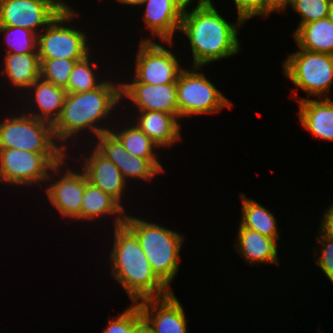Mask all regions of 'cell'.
I'll use <instances>...</instances> for the list:
<instances>
[{"mask_svg": "<svg viewBox=\"0 0 333 333\" xmlns=\"http://www.w3.org/2000/svg\"><path fill=\"white\" fill-rule=\"evenodd\" d=\"M124 224L136 235L155 274L170 288L179 270L184 238L156 223L126 215Z\"/></svg>", "mask_w": 333, "mask_h": 333, "instance_id": "cell-4", "label": "cell"}, {"mask_svg": "<svg viewBox=\"0 0 333 333\" xmlns=\"http://www.w3.org/2000/svg\"><path fill=\"white\" fill-rule=\"evenodd\" d=\"M202 1H211V0H198V2H202Z\"/></svg>", "mask_w": 333, "mask_h": 333, "instance_id": "cell-40", "label": "cell"}, {"mask_svg": "<svg viewBox=\"0 0 333 333\" xmlns=\"http://www.w3.org/2000/svg\"><path fill=\"white\" fill-rule=\"evenodd\" d=\"M237 233L236 251L245 258L246 262L252 264L269 263L279 264L277 241L262 234L244 228L241 224Z\"/></svg>", "mask_w": 333, "mask_h": 333, "instance_id": "cell-20", "label": "cell"}, {"mask_svg": "<svg viewBox=\"0 0 333 333\" xmlns=\"http://www.w3.org/2000/svg\"><path fill=\"white\" fill-rule=\"evenodd\" d=\"M116 215L114 227L124 224V208L113 197L88 182L85 174V191L82 197L81 220H94L106 215Z\"/></svg>", "mask_w": 333, "mask_h": 333, "instance_id": "cell-22", "label": "cell"}, {"mask_svg": "<svg viewBox=\"0 0 333 333\" xmlns=\"http://www.w3.org/2000/svg\"><path fill=\"white\" fill-rule=\"evenodd\" d=\"M320 230L328 237L333 239V204L326 209L322 216Z\"/></svg>", "mask_w": 333, "mask_h": 333, "instance_id": "cell-34", "label": "cell"}, {"mask_svg": "<svg viewBox=\"0 0 333 333\" xmlns=\"http://www.w3.org/2000/svg\"><path fill=\"white\" fill-rule=\"evenodd\" d=\"M240 198L242 200L240 224L244 228L256 231L263 236L278 241L280 236L277 231V222L274 214L254 199L247 198L243 193L240 194Z\"/></svg>", "mask_w": 333, "mask_h": 333, "instance_id": "cell-25", "label": "cell"}, {"mask_svg": "<svg viewBox=\"0 0 333 333\" xmlns=\"http://www.w3.org/2000/svg\"><path fill=\"white\" fill-rule=\"evenodd\" d=\"M143 21L155 37L166 45L173 44L176 31L180 30L185 4L181 0H145Z\"/></svg>", "mask_w": 333, "mask_h": 333, "instance_id": "cell-16", "label": "cell"}, {"mask_svg": "<svg viewBox=\"0 0 333 333\" xmlns=\"http://www.w3.org/2000/svg\"><path fill=\"white\" fill-rule=\"evenodd\" d=\"M69 153H34L15 148L0 149V182L36 185L46 181L49 171Z\"/></svg>", "mask_w": 333, "mask_h": 333, "instance_id": "cell-8", "label": "cell"}, {"mask_svg": "<svg viewBox=\"0 0 333 333\" xmlns=\"http://www.w3.org/2000/svg\"><path fill=\"white\" fill-rule=\"evenodd\" d=\"M298 116L301 125L314 137L333 141V101L331 98L321 100L299 98Z\"/></svg>", "mask_w": 333, "mask_h": 333, "instance_id": "cell-18", "label": "cell"}, {"mask_svg": "<svg viewBox=\"0 0 333 333\" xmlns=\"http://www.w3.org/2000/svg\"><path fill=\"white\" fill-rule=\"evenodd\" d=\"M137 304L143 319L155 333H188L184 308L173 292L164 297L144 299Z\"/></svg>", "mask_w": 333, "mask_h": 333, "instance_id": "cell-15", "label": "cell"}, {"mask_svg": "<svg viewBox=\"0 0 333 333\" xmlns=\"http://www.w3.org/2000/svg\"><path fill=\"white\" fill-rule=\"evenodd\" d=\"M19 114L0 122V149L15 148L34 153H67L56 143L53 124ZM55 140V141H54Z\"/></svg>", "mask_w": 333, "mask_h": 333, "instance_id": "cell-5", "label": "cell"}, {"mask_svg": "<svg viewBox=\"0 0 333 333\" xmlns=\"http://www.w3.org/2000/svg\"><path fill=\"white\" fill-rule=\"evenodd\" d=\"M291 3L292 0H268V16L275 11L284 12Z\"/></svg>", "mask_w": 333, "mask_h": 333, "instance_id": "cell-35", "label": "cell"}, {"mask_svg": "<svg viewBox=\"0 0 333 333\" xmlns=\"http://www.w3.org/2000/svg\"><path fill=\"white\" fill-rule=\"evenodd\" d=\"M120 101L121 83L116 84L109 80L90 91L67 93L61 115L53 124L57 142H63L64 145L61 146L66 149V142L71 136L76 138L81 131L89 130L96 137L110 131V128L102 126L100 121L109 118L110 111L119 105Z\"/></svg>", "mask_w": 333, "mask_h": 333, "instance_id": "cell-3", "label": "cell"}, {"mask_svg": "<svg viewBox=\"0 0 333 333\" xmlns=\"http://www.w3.org/2000/svg\"><path fill=\"white\" fill-rule=\"evenodd\" d=\"M5 78L15 88L28 89L40 78V60L38 53L14 54L6 53L4 58Z\"/></svg>", "mask_w": 333, "mask_h": 333, "instance_id": "cell-24", "label": "cell"}, {"mask_svg": "<svg viewBox=\"0 0 333 333\" xmlns=\"http://www.w3.org/2000/svg\"><path fill=\"white\" fill-rule=\"evenodd\" d=\"M0 33H4L8 45L7 53L25 54L38 53V34L20 27L0 26Z\"/></svg>", "mask_w": 333, "mask_h": 333, "instance_id": "cell-28", "label": "cell"}, {"mask_svg": "<svg viewBox=\"0 0 333 333\" xmlns=\"http://www.w3.org/2000/svg\"><path fill=\"white\" fill-rule=\"evenodd\" d=\"M331 0H292L290 6L302 18L298 28L304 24L327 18Z\"/></svg>", "mask_w": 333, "mask_h": 333, "instance_id": "cell-30", "label": "cell"}, {"mask_svg": "<svg viewBox=\"0 0 333 333\" xmlns=\"http://www.w3.org/2000/svg\"><path fill=\"white\" fill-rule=\"evenodd\" d=\"M110 131L121 141L127 152L136 157L158 159L155 153L158 147L150 137L142 132L136 125L126 126L122 131L112 128Z\"/></svg>", "mask_w": 333, "mask_h": 333, "instance_id": "cell-26", "label": "cell"}, {"mask_svg": "<svg viewBox=\"0 0 333 333\" xmlns=\"http://www.w3.org/2000/svg\"><path fill=\"white\" fill-rule=\"evenodd\" d=\"M199 68L193 66L190 71L184 68L178 76L176 90L179 118L213 114L225 107L232 108V102L203 73L197 72Z\"/></svg>", "mask_w": 333, "mask_h": 333, "instance_id": "cell-6", "label": "cell"}, {"mask_svg": "<svg viewBox=\"0 0 333 333\" xmlns=\"http://www.w3.org/2000/svg\"><path fill=\"white\" fill-rule=\"evenodd\" d=\"M78 16L79 13L68 5L44 29L43 34L38 33L39 59H83L91 53L85 32L67 26L68 22L71 23Z\"/></svg>", "mask_w": 333, "mask_h": 333, "instance_id": "cell-7", "label": "cell"}, {"mask_svg": "<svg viewBox=\"0 0 333 333\" xmlns=\"http://www.w3.org/2000/svg\"><path fill=\"white\" fill-rule=\"evenodd\" d=\"M27 90L33 93L30 95L32 99H35L32 101L36 103L38 110L34 109L33 112L31 110V113L26 114L54 124L61 115L66 90L41 78H38Z\"/></svg>", "mask_w": 333, "mask_h": 333, "instance_id": "cell-21", "label": "cell"}, {"mask_svg": "<svg viewBox=\"0 0 333 333\" xmlns=\"http://www.w3.org/2000/svg\"><path fill=\"white\" fill-rule=\"evenodd\" d=\"M90 55L89 53L83 59L76 61L65 88L67 93L90 91L100 87L105 82V80H97V75L93 69L98 66L96 62L93 64L90 62Z\"/></svg>", "mask_w": 333, "mask_h": 333, "instance_id": "cell-27", "label": "cell"}, {"mask_svg": "<svg viewBox=\"0 0 333 333\" xmlns=\"http://www.w3.org/2000/svg\"><path fill=\"white\" fill-rule=\"evenodd\" d=\"M91 152L92 154L84 158L82 167L88 182L109 194L121 205L122 194L127 185L121 171L95 147Z\"/></svg>", "mask_w": 333, "mask_h": 333, "instance_id": "cell-17", "label": "cell"}, {"mask_svg": "<svg viewBox=\"0 0 333 333\" xmlns=\"http://www.w3.org/2000/svg\"><path fill=\"white\" fill-rule=\"evenodd\" d=\"M134 333H155L149 324L142 319L136 326Z\"/></svg>", "mask_w": 333, "mask_h": 333, "instance_id": "cell-36", "label": "cell"}, {"mask_svg": "<svg viewBox=\"0 0 333 333\" xmlns=\"http://www.w3.org/2000/svg\"><path fill=\"white\" fill-rule=\"evenodd\" d=\"M327 18L333 23V0H331Z\"/></svg>", "mask_w": 333, "mask_h": 333, "instance_id": "cell-38", "label": "cell"}, {"mask_svg": "<svg viewBox=\"0 0 333 333\" xmlns=\"http://www.w3.org/2000/svg\"><path fill=\"white\" fill-rule=\"evenodd\" d=\"M151 38L141 39L135 60L134 77L131 82L152 85L176 83L180 66L176 55Z\"/></svg>", "mask_w": 333, "mask_h": 333, "instance_id": "cell-10", "label": "cell"}, {"mask_svg": "<svg viewBox=\"0 0 333 333\" xmlns=\"http://www.w3.org/2000/svg\"><path fill=\"white\" fill-rule=\"evenodd\" d=\"M67 6L64 0H0V26L25 28L38 34Z\"/></svg>", "mask_w": 333, "mask_h": 333, "instance_id": "cell-11", "label": "cell"}, {"mask_svg": "<svg viewBox=\"0 0 333 333\" xmlns=\"http://www.w3.org/2000/svg\"><path fill=\"white\" fill-rule=\"evenodd\" d=\"M238 17L245 23L254 16H268V0H234Z\"/></svg>", "mask_w": 333, "mask_h": 333, "instance_id": "cell-33", "label": "cell"}, {"mask_svg": "<svg viewBox=\"0 0 333 333\" xmlns=\"http://www.w3.org/2000/svg\"><path fill=\"white\" fill-rule=\"evenodd\" d=\"M185 5H190V3L194 0H181Z\"/></svg>", "mask_w": 333, "mask_h": 333, "instance_id": "cell-39", "label": "cell"}, {"mask_svg": "<svg viewBox=\"0 0 333 333\" xmlns=\"http://www.w3.org/2000/svg\"><path fill=\"white\" fill-rule=\"evenodd\" d=\"M111 274L133 303L164 297L172 290L155 274L136 235L125 225L114 227Z\"/></svg>", "mask_w": 333, "mask_h": 333, "instance_id": "cell-2", "label": "cell"}, {"mask_svg": "<svg viewBox=\"0 0 333 333\" xmlns=\"http://www.w3.org/2000/svg\"><path fill=\"white\" fill-rule=\"evenodd\" d=\"M130 99L137 111H158L179 119L176 83L152 85L141 82L121 83V99Z\"/></svg>", "mask_w": 333, "mask_h": 333, "instance_id": "cell-14", "label": "cell"}, {"mask_svg": "<svg viewBox=\"0 0 333 333\" xmlns=\"http://www.w3.org/2000/svg\"><path fill=\"white\" fill-rule=\"evenodd\" d=\"M118 2L125 4V5H132V6H139L144 3L145 0H117Z\"/></svg>", "mask_w": 333, "mask_h": 333, "instance_id": "cell-37", "label": "cell"}, {"mask_svg": "<svg viewBox=\"0 0 333 333\" xmlns=\"http://www.w3.org/2000/svg\"><path fill=\"white\" fill-rule=\"evenodd\" d=\"M212 1L198 2L191 12L185 5L180 30L190 42L193 66L202 67L213 61L237 55L240 51L238 27L244 22L226 21Z\"/></svg>", "mask_w": 333, "mask_h": 333, "instance_id": "cell-1", "label": "cell"}, {"mask_svg": "<svg viewBox=\"0 0 333 333\" xmlns=\"http://www.w3.org/2000/svg\"><path fill=\"white\" fill-rule=\"evenodd\" d=\"M320 237L317 238L318 244L322 246V250L318 258H316V262L318 266L324 271L327 279L333 283V239L326 236L321 230L319 231Z\"/></svg>", "mask_w": 333, "mask_h": 333, "instance_id": "cell-32", "label": "cell"}, {"mask_svg": "<svg viewBox=\"0 0 333 333\" xmlns=\"http://www.w3.org/2000/svg\"><path fill=\"white\" fill-rule=\"evenodd\" d=\"M287 57L284 76L310 96L329 98L325 96L333 82V55L300 49Z\"/></svg>", "mask_w": 333, "mask_h": 333, "instance_id": "cell-9", "label": "cell"}, {"mask_svg": "<svg viewBox=\"0 0 333 333\" xmlns=\"http://www.w3.org/2000/svg\"><path fill=\"white\" fill-rule=\"evenodd\" d=\"M66 159H64L59 164L55 165L52 168L54 171V176H59V178L54 182V176L49 173L47 182L49 183L52 179L53 182L46 187V195L52 203L53 208L55 207L58 210L59 214L63 217L72 218L73 220H81V205L82 197L85 191V172L79 173L71 171V169L66 168V172L63 174L59 171L61 166L64 165ZM58 173V174H56ZM62 174V175H61ZM61 176V177H60Z\"/></svg>", "mask_w": 333, "mask_h": 333, "instance_id": "cell-12", "label": "cell"}, {"mask_svg": "<svg viewBox=\"0 0 333 333\" xmlns=\"http://www.w3.org/2000/svg\"><path fill=\"white\" fill-rule=\"evenodd\" d=\"M137 112L138 118L134 124L150 137L159 149L175 145L181 139V126L175 115L158 111Z\"/></svg>", "mask_w": 333, "mask_h": 333, "instance_id": "cell-19", "label": "cell"}, {"mask_svg": "<svg viewBox=\"0 0 333 333\" xmlns=\"http://www.w3.org/2000/svg\"><path fill=\"white\" fill-rule=\"evenodd\" d=\"M293 37L299 49L333 55V23L328 18L296 28Z\"/></svg>", "mask_w": 333, "mask_h": 333, "instance_id": "cell-23", "label": "cell"}, {"mask_svg": "<svg viewBox=\"0 0 333 333\" xmlns=\"http://www.w3.org/2000/svg\"><path fill=\"white\" fill-rule=\"evenodd\" d=\"M95 139L98 140L95 148L119 168L126 182H128V178L149 181L157 174L164 172L158 159L130 155L111 131L104 132Z\"/></svg>", "mask_w": 333, "mask_h": 333, "instance_id": "cell-13", "label": "cell"}, {"mask_svg": "<svg viewBox=\"0 0 333 333\" xmlns=\"http://www.w3.org/2000/svg\"><path fill=\"white\" fill-rule=\"evenodd\" d=\"M143 319L141 309L133 303L117 318L108 320V325L103 333H134L137 324Z\"/></svg>", "mask_w": 333, "mask_h": 333, "instance_id": "cell-31", "label": "cell"}, {"mask_svg": "<svg viewBox=\"0 0 333 333\" xmlns=\"http://www.w3.org/2000/svg\"><path fill=\"white\" fill-rule=\"evenodd\" d=\"M39 60L40 78L65 89L68 85L69 76L76 61L81 59L58 58Z\"/></svg>", "mask_w": 333, "mask_h": 333, "instance_id": "cell-29", "label": "cell"}]
</instances>
